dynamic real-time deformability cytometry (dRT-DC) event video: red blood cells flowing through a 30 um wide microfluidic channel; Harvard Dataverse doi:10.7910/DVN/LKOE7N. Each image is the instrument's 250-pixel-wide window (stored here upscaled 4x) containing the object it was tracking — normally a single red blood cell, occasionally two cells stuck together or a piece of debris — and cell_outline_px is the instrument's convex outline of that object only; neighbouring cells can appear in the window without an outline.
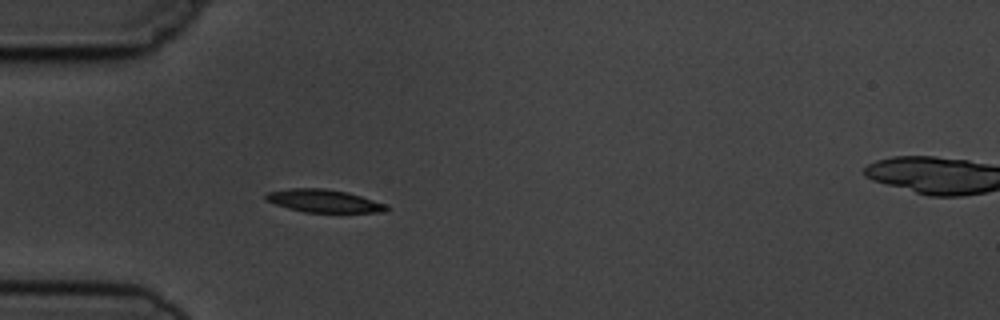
{"species": "common noctule bat (a hibernating species)", "species_latin": "Nyctalus noctula", "temperature_condition": "cold", "stored_images_in_passage": 5, "camera_frame_rate_fps": 3000, "um_per_image_px": 0.085, "animal": {"sex": "male", "body_mass_g": 19.5, "forearm_length_mm": 54.6}, "frame": {"image": 1, "passage_image": 5, "time_ms": 4.667, "image_size_px": [1000, 320], "cell_outline_px": [[388, 212], [304, 212], [288, 208], [264, 200], [264, 196], [268, 192], [292, 188], [324, 188], [348, 192], [388, 204]], "centroid_in_image_um": [27.55, 17.08], "position_along_channel_um": 57.4, "area_um2": 16.13}}